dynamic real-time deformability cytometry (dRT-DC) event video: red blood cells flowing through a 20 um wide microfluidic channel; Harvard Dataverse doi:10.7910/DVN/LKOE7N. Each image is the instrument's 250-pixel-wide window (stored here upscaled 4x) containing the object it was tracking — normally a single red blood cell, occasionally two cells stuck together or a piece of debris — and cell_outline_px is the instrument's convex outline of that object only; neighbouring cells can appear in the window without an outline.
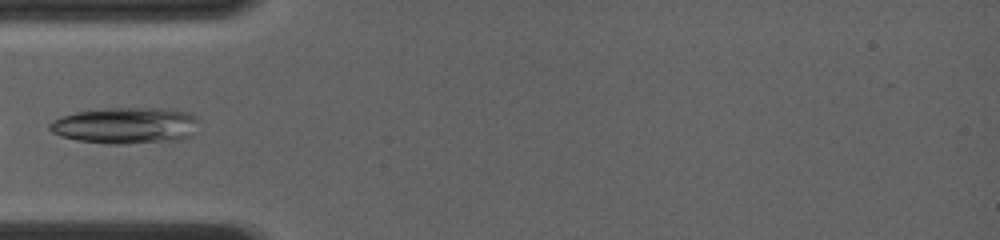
{"species": "common noctule bat (a hibernating species)", "species_latin": "Nyctalus noctula", "temperature_condition": "room temperature", "stored_images_in_passage": 28, "camera_frame_rate_fps": 4000, "um_per_image_px": 0.085, "animal": {"sex": "female", "body_mass_g": 19.0, "forearm_length_mm": 56.7}, "frame": {"image": 1, "passage_image": 1, "time_ms": 0.0, "image_size_px": [1000, 240], "cell_outline_px": [[200, 116], [192, 136], [180, 140], [124, 144], [108, 144], [76, 140], [60, 136], [52, 132], [48, 128], [48, 124], [52, 120], [60, 116], [76, 112], [104, 108], [160, 108], [188, 112]], "centroid_in_image_um": [10.68, 10.67], "position_along_channel_um": 74.3, "area_um2": 32.02}}